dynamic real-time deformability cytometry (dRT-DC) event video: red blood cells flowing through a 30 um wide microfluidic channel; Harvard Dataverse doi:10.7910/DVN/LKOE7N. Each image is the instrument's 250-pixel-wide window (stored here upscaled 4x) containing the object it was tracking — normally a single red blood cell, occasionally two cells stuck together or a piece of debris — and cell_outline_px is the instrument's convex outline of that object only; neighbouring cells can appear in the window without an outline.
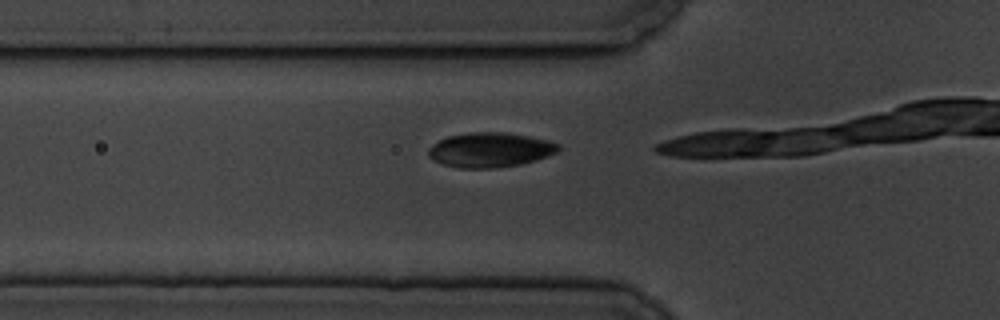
{"species": "common noctule bat (a hibernating species)", "species_latin": "Nyctalus noctula", "temperature_condition": "cold", "stored_images_in_passage": 4, "camera_frame_rate_fps": 3000, "um_per_image_px": 0.085, "animal": {"sex": "male", "body_mass_g": 19.5, "forearm_length_mm": 54.6}, "frame": {"image": 1, "passage_image": 2, "time_ms": 0.333, "image_size_px": [1000, 320], "cell_outline_px": [[560, 148], [556, 152], [536, 160], [520, 164], [492, 168], [460, 168], [444, 164], [432, 160], [428, 156], [428, 148], [432, 144], [448, 136], [468, 132], [504, 132], [528, 136], [548, 140], [560, 144]], "centroid_in_image_um": [41.63, 12.73], "position_along_channel_um": 84.2, "area_um2": 26.24}}